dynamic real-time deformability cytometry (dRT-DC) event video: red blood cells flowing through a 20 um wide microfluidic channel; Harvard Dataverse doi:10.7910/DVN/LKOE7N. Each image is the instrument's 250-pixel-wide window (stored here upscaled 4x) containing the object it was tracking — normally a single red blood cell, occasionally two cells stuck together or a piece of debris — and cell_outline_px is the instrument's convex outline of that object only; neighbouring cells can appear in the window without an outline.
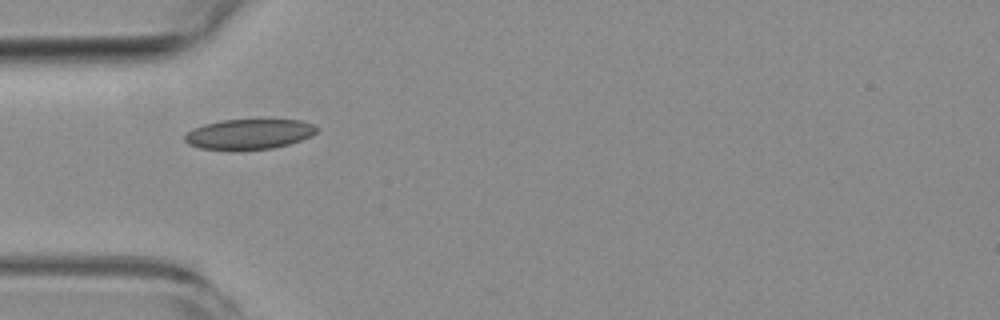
{"species": "common noctule bat (a hibernating species)", "species_latin": "Nyctalus noctula", "temperature_condition": "room temperature", "stored_images_in_passage": 4, "camera_frame_rate_fps": 3000, "um_per_image_px": 0.085, "animal": {"sex": "female", "body_mass_g": 19.3, "forearm_length_mm": 54.1}, "frame": {"image": 1, "passage_image": 1, "time_ms": 0.0, "image_size_px": [1000, 320], "cell_outline_px": [[320, 128], [312, 136], [288, 144], [272, 148], [200, 148], [188, 144], [184, 140], [184, 136], [192, 128], [204, 124], [220, 120], [300, 120], [312, 124]], "centroid_in_image_um": [21.18, 11.37], "position_along_channel_um": 63.8, "area_um2": 22.66}}
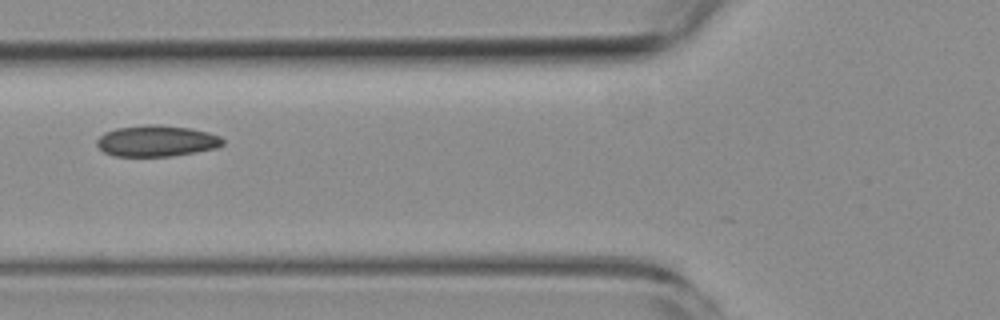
{"frame": {"image": 2, "passage_image": 2, "time_ms": 1.333, "image_size_px": [1000, 320], "cell_outline_px": [[224, 144], [216, 148], [196, 152], [172, 156], [112, 156], [104, 152], [96, 144], [96, 140], [104, 132], [116, 128], [148, 124], [160, 124], [192, 128], [208, 132], [220, 136], [224, 140]], "centroid_in_image_um": [13.31, 11.97], "position_along_channel_um": 112.5, "area_um2": 23.12}}
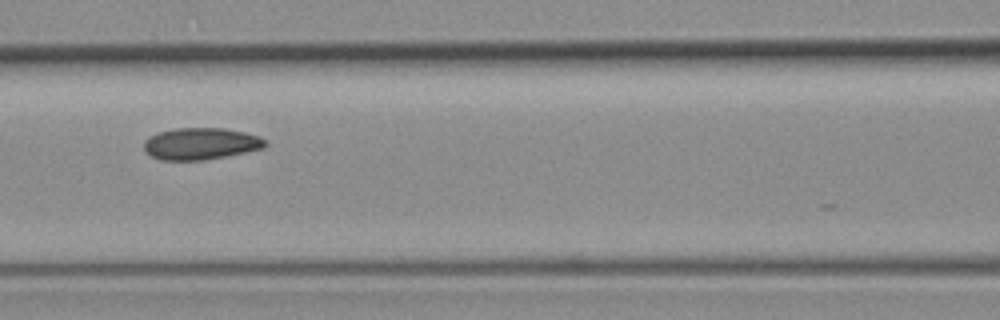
{"frame": {"image": 3, "passage_image": 3, "time_ms": 2.333, "image_size_px": [1000, 320], "cell_outline_px": [[268, 144], [264, 148], [204, 160], [160, 160], [144, 152], [144, 140], [148, 136], [156, 132], [176, 128], [224, 128], [244, 132], [260, 136], [268, 140]], "centroid_in_image_um": [17.05, 12.2], "position_along_channel_um": 149.6, "area_um2": 22.72}}